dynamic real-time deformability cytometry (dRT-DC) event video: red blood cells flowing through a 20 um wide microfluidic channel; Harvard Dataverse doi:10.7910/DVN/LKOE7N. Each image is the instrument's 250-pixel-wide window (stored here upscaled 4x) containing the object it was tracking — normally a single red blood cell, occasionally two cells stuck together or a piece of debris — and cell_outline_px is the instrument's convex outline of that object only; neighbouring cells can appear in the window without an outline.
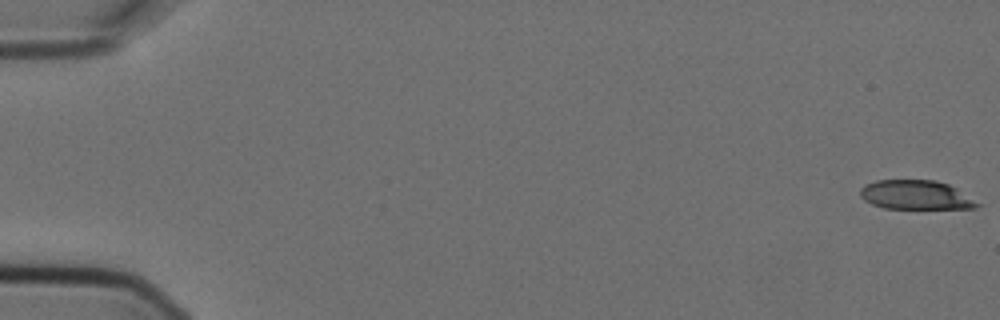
{"species": "Egyptian fruit bat (a non-hibernating species)", "species_latin": "Rousettus aegyptiacus", "temperature_condition": "cold", "stored_images_in_passage": 3, "camera_frame_rate_fps": 3000, "um_per_image_px": 0.085, "animal": {"sex": "female"}, "frame": {"image": 1, "passage_image": 1, "time_ms": 0.0, "image_size_px": [1000, 320], "cell_outline_px": [[980, 204], [976, 208], [884, 208], [872, 204], [864, 200], [860, 196], [860, 188], [864, 184], [876, 180], [936, 180], [948, 184], [956, 188]], "centroid_in_image_um": [77.79, 16.56], "position_along_channel_um": 7.2, "area_um2": 19.77}}